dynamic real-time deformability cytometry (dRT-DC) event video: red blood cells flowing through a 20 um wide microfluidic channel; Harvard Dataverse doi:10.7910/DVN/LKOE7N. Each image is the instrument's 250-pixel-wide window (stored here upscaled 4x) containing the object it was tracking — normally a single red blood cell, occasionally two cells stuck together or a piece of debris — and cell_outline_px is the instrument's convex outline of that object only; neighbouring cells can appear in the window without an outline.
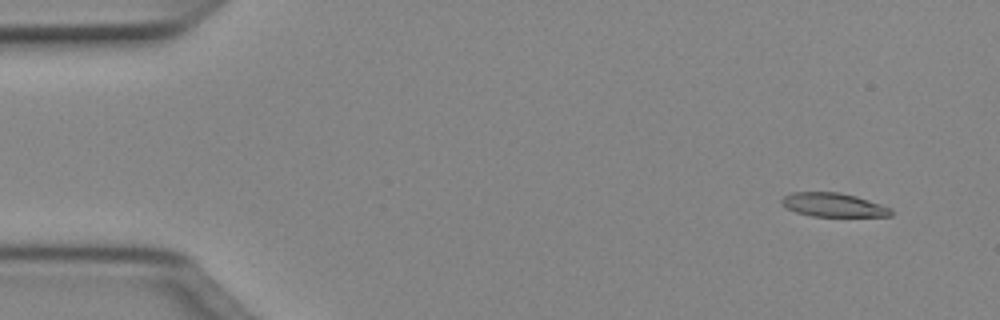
{"species": "Egyptian fruit bat (a non-hibernating species)", "species_latin": "Rousettus aegyptiacus", "temperature_condition": "cold", "stored_images_in_passage": 50, "camera_frame_rate_fps": 3000, "um_per_image_px": 0.085, "animal": {"sex": "female"}, "frame": {"image": 1, "passage_image": 4, "time_ms": 1.0, "image_size_px": [1000, 320], "cell_outline_px": [[892, 216], [812, 216], [796, 212], [780, 204], [780, 200], [784, 196], [792, 192], [840, 192], [856, 196], [892, 208]], "centroid_in_image_um": [70.82, 17.41], "position_along_channel_um": 14.2, "area_um2": 15.14}}
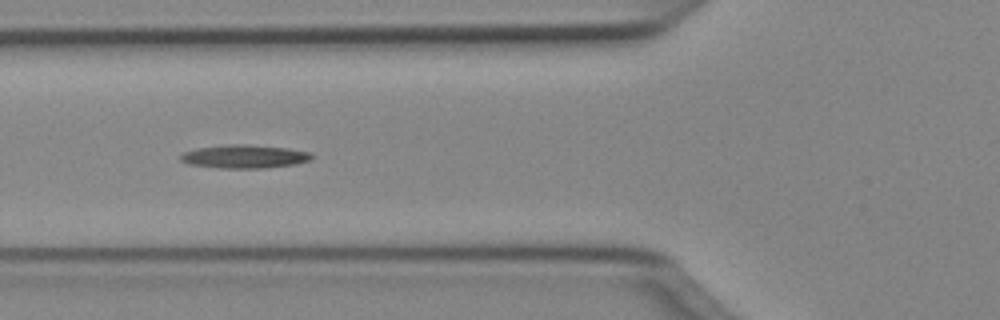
{"frame": {"image": 2, "passage_image": 19, "time_ms": 6.0, "image_size_px": [1000, 320], "cell_outline_px": [[312, 160], [296, 164], [264, 168], [220, 168], [188, 164], [180, 160], [180, 156], [184, 152], [196, 148], [228, 144], [248, 144], [288, 148], [308, 152], [312, 156]], "centroid_in_image_um": [20.77, 13.3], "position_along_channel_um": 105.0, "area_um2": 17.92}}
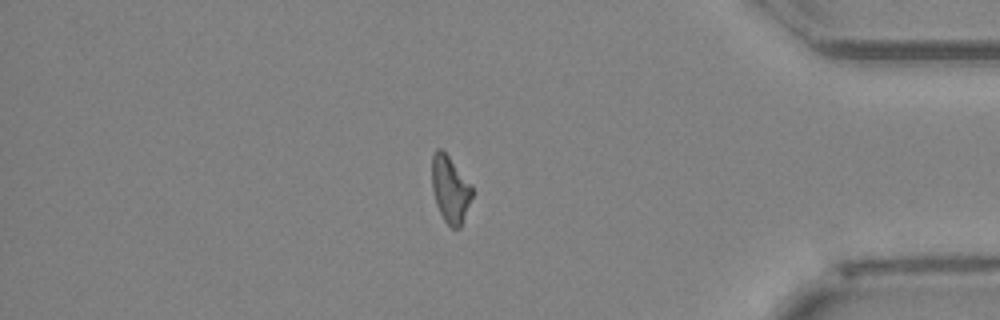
{"frame": {"image": 3, "passage_image": 43, "time_ms": 14.0, "image_size_px": [1000, 320], "cell_outline_px": [[472, 196], [460, 228], [452, 228], [444, 220], [436, 204], [432, 188], [432, 156], [436, 148], [440, 148], [448, 156], [472, 184]], "centroid_in_image_um": [38.26, 16.08], "position_along_channel_um": 396.9, "area_um2": 15.49}}